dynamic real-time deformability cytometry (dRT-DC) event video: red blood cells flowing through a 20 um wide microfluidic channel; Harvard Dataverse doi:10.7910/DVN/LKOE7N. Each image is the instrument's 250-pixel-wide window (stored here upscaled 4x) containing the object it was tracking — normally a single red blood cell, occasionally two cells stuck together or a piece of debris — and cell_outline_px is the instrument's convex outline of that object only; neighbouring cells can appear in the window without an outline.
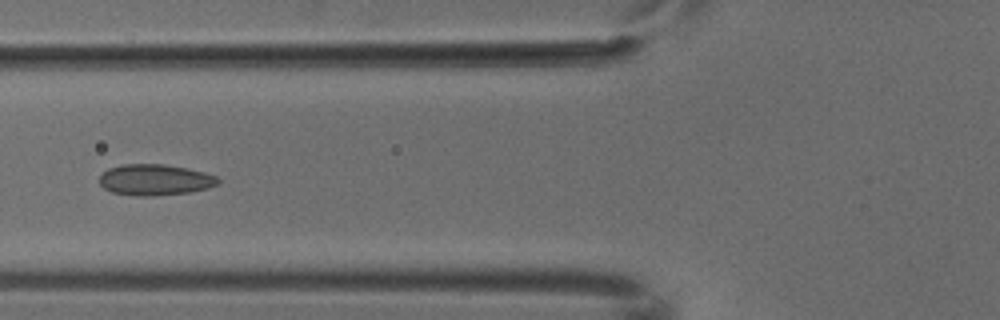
{"species": "common noctule bat (a hibernating species)", "species_latin": "Nyctalus noctula", "temperature_condition": "cold", "stored_images_in_passage": 7, "camera_frame_rate_fps": 3000, "um_per_image_px": 0.085, "animal": {"sex": "male", "body_mass_g": 18.8}, "frame": {"image": 1, "passage_image": 6, "time_ms": 1.667, "image_size_px": [1000, 320], "cell_outline_px": [[220, 180], [216, 184], [208, 188], [188, 192], [152, 196], [136, 196], [112, 192], [104, 188], [100, 184], [100, 176], [108, 168], [124, 164], [164, 164], [204, 172], [216, 176]], "centroid_in_image_um": [13.15, 15.28], "position_along_channel_um": 112.7, "area_um2": 21.27}}
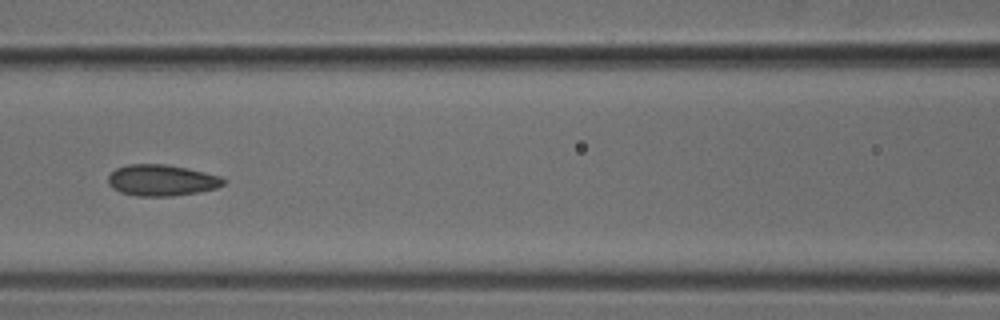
{"frame": {"image": 2, "passage_image": 7, "time_ms": 2.0, "image_size_px": [1000, 320], "cell_outline_px": [[224, 184], [216, 188], [200, 192], [172, 196], [136, 196], [120, 192], [112, 188], [108, 184], [108, 176], [116, 168], [128, 164], [164, 164], [204, 172], [220, 176], [224, 180]], "centroid_in_image_um": [13.7, 15.33], "position_along_channel_um": 152.9, "area_um2": 20.92}}